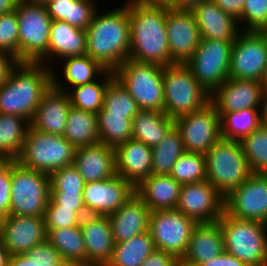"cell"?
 <instances>
[{
  "label": "cell",
  "instance_id": "obj_1",
  "mask_svg": "<svg viewBox=\"0 0 267 266\" xmlns=\"http://www.w3.org/2000/svg\"><path fill=\"white\" fill-rule=\"evenodd\" d=\"M168 8L142 1L128 2L130 59L162 67L172 65L166 31Z\"/></svg>",
  "mask_w": 267,
  "mask_h": 266
},
{
  "label": "cell",
  "instance_id": "obj_2",
  "mask_svg": "<svg viewBox=\"0 0 267 266\" xmlns=\"http://www.w3.org/2000/svg\"><path fill=\"white\" fill-rule=\"evenodd\" d=\"M86 32V54L107 71L115 72L129 58L128 2L103 14L98 9Z\"/></svg>",
  "mask_w": 267,
  "mask_h": 266
},
{
  "label": "cell",
  "instance_id": "obj_3",
  "mask_svg": "<svg viewBox=\"0 0 267 266\" xmlns=\"http://www.w3.org/2000/svg\"><path fill=\"white\" fill-rule=\"evenodd\" d=\"M52 81L53 68L41 63L20 62L0 87V113L18 115L31 122Z\"/></svg>",
  "mask_w": 267,
  "mask_h": 266
},
{
  "label": "cell",
  "instance_id": "obj_4",
  "mask_svg": "<svg viewBox=\"0 0 267 266\" xmlns=\"http://www.w3.org/2000/svg\"><path fill=\"white\" fill-rule=\"evenodd\" d=\"M223 232L224 251L247 266L267 262V224L232 217L224 212L217 221Z\"/></svg>",
  "mask_w": 267,
  "mask_h": 266
},
{
  "label": "cell",
  "instance_id": "obj_5",
  "mask_svg": "<svg viewBox=\"0 0 267 266\" xmlns=\"http://www.w3.org/2000/svg\"><path fill=\"white\" fill-rule=\"evenodd\" d=\"M206 178L224 197L252 174L241 144L221 138L205 153Z\"/></svg>",
  "mask_w": 267,
  "mask_h": 266
},
{
  "label": "cell",
  "instance_id": "obj_6",
  "mask_svg": "<svg viewBox=\"0 0 267 266\" xmlns=\"http://www.w3.org/2000/svg\"><path fill=\"white\" fill-rule=\"evenodd\" d=\"M164 113L177 118L201 109L211 94L194 78L185 64L163 67Z\"/></svg>",
  "mask_w": 267,
  "mask_h": 266
},
{
  "label": "cell",
  "instance_id": "obj_7",
  "mask_svg": "<svg viewBox=\"0 0 267 266\" xmlns=\"http://www.w3.org/2000/svg\"><path fill=\"white\" fill-rule=\"evenodd\" d=\"M76 148L64 137L28 129L23 149L16 160L25 168L51 174L74 163Z\"/></svg>",
  "mask_w": 267,
  "mask_h": 266
},
{
  "label": "cell",
  "instance_id": "obj_8",
  "mask_svg": "<svg viewBox=\"0 0 267 266\" xmlns=\"http://www.w3.org/2000/svg\"><path fill=\"white\" fill-rule=\"evenodd\" d=\"M140 110L164 112L163 67L128 58L114 72Z\"/></svg>",
  "mask_w": 267,
  "mask_h": 266
},
{
  "label": "cell",
  "instance_id": "obj_9",
  "mask_svg": "<svg viewBox=\"0 0 267 266\" xmlns=\"http://www.w3.org/2000/svg\"><path fill=\"white\" fill-rule=\"evenodd\" d=\"M50 190L49 174L25 168L12 160L9 215L44 217Z\"/></svg>",
  "mask_w": 267,
  "mask_h": 266
},
{
  "label": "cell",
  "instance_id": "obj_10",
  "mask_svg": "<svg viewBox=\"0 0 267 266\" xmlns=\"http://www.w3.org/2000/svg\"><path fill=\"white\" fill-rule=\"evenodd\" d=\"M19 61L38 63L47 53L51 17L46 5L17 2Z\"/></svg>",
  "mask_w": 267,
  "mask_h": 266
},
{
  "label": "cell",
  "instance_id": "obj_11",
  "mask_svg": "<svg viewBox=\"0 0 267 266\" xmlns=\"http://www.w3.org/2000/svg\"><path fill=\"white\" fill-rule=\"evenodd\" d=\"M233 42L201 39L195 53L185 64L210 94L229 78Z\"/></svg>",
  "mask_w": 267,
  "mask_h": 266
},
{
  "label": "cell",
  "instance_id": "obj_12",
  "mask_svg": "<svg viewBox=\"0 0 267 266\" xmlns=\"http://www.w3.org/2000/svg\"><path fill=\"white\" fill-rule=\"evenodd\" d=\"M267 69V31H241L232 45L229 78L262 83Z\"/></svg>",
  "mask_w": 267,
  "mask_h": 266
},
{
  "label": "cell",
  "instance_id": "obj_13",
  "mask_svg": "<svg viewBox=\"0 0 267 266\" xmlns=\"http://www.w3.org/2000/svg\"><path fill=\"white\" fill-rule=\"evenodd\" d=\"M197 225L194 219L176 209L162 210L151 212L149 231L156 249L182 259Z\"/></svg>",
  "mask_w": 267,
  "mask_h": 266
},
{
  "label": "cell",
  "instance_id": "obj_14",
  "mask_svg": "<svg viewBox=\"0 0 267 266\" xmlns=\"http://www.w3.org/2000/svg\"><path fill=\"white\" fill-rule=\"evenodd\" d=\"M175 126L187 152L205 154L222 138L220 115L211 101L201 109L177 118Z\"/></svg>",
  "mask_w": 267,
  "mask_h": 266
},
{
  "label": "cell",
  "instance_id": "obj_15",
  "mask_svg": "<svg viewBox=\"0 0 267 266\" xmlns=\"http://www.w3.org/2000/svg\"><path fill=\"white\" fill-rule=\"evenodd\" d=\"M225 213L267 224V174L252 173L225 196Z\"/></svg>",
  "mask_w": 267,
  "mask_h": 266
},
{
  "label": "cell",
  "instance_id": "obj_16",
  "mask_svg": "<svg viewBox=\"0 0 267 266\" xmlns=\"http://www.w3.org/2000/svg\"><path fill=\"white\" fill-rule=\"evenodd\" d=\"M225 197L207 180L183 184L176 210L200 223H215L225 212Z\"/></svg>",
  "mask_w": 267,
  "mask_h": 266
},
{
  "label": "cell",
  "instance_id": "obj_17",
  "mask_svg": "<svg viewBox=\"0 0 267 266\" xmlns=\"http://www.w3.org/2000/svg\"><path fill=\"white\" fill-rule=\"evenodd\" d=\"M135 194V187L118 174L109 179L87 182L83 201L87 215L109 216Z\"/></svg>",
  "mask_w": 267,
  "mask_h": 266
},
{
  "label": "cell",
  "instance_id": "obj_18",
  "mask_svg": "<svg viewBox=\"0 0 267 266\" xmlns=\"http://www.w3.org/2000/svg\"><path fill=\"white\" fill-rule=\"evenodd\" d=\"M166 31L172 64H186L201 40L192 11L168 8Z\"/></svg>",
  "mask_w": 267,
  "mask_h": 266
},
{
  "label": "cell",
  "instance_id": "obj_19",
  "mask_svg": "<svg viewBox=\"0 0 267 266\" xmlns=\"http://www.w3.org/2000/svg\"><path fill=\"white\" fill-rule=\"evenodd\" d=\"M0 238L11 255L26 254L47 241L44 217L8 215L0 219Z\"/></svg>",
  "mask_w": 267,
  "mask_h": 266
},
{
  "label": "cell",
  "instance_id": "obj_20",
  "mask_svg": "<svg viewBox=\"0 0 267 266\" xmlns=\"http://www.w3.org/2000/svg\"><path fill=\"white\" fill-rule=\"evenodd\" d=\"M263 84L259 81L228 78L210 96L220 117L241 109H259Z\"/></svg>",
  "mask_w": 267,
  "mask_h": 266
},
{
  "label": "cell",
  "instance_id": "obj_21",
  "mask_svg": "<svg viewBox=\"0 0 267 266\" xmlns=\"http://www.w3.org/2000/svg\"><path fill=\"white\" fill-rule=\"evenodd\" d=\"M80 227L87 252V266H105L115 246L109 217L86 215Z\"/></svg>",
  "mask_w": 267,
  "mask_h": 266
},
{
  "label": "cell",
  "instance_id": "obj_22",
  "mask_svg": "<svg viewBox=\"0 0 267 266\" xmlns=\"http://www.w3.org/2000/svg\"><path fill=\"white\" fill-rule=\"evenodd\" d=\"M70 108L68 93L52 84L44 93L30 125L37 131L63 136Z\"/></svg>",
  "mask_w": 267,
  "mask_h": 266
},
{
  "label": "cell",
  "instance_id": "obj_23",
  "mask_svg": "<svg viewBox=\"0 0 267 266\" xmlns=\"http://www.w3.org/2000/svg\"><path fill=\"white\" fill-rule=\"evenodd\" d=\"M152 147L129 139L115 148L116 174L136 187L152 174Z\"/></svg>",
  "mask_w": 267,
  "mask_h": 266
},
{
  "label": "cell",
  "instance_id": "obj_24",
  "mask_svg": "<svg viewBox=\"0 0 267 266\" xmlns=\"http://www.w3.org/2000/svg\"><path fill=\"white\" fill-rule=\"evenodd\" d=\"M73 165L85 183L109 179L116 175L115 148L102 142L77 148Z\"/></svg>",
  "mask_w": 267,
  "mask_h": 266
},
{
  "label": "cell",
  "instance_id": "obj_25",
  "mask_svg": "<svg viewBox=\"0 0 267 266\" xmlns=\"http://www.w3.org/2000/svg\"><path fill=\"white\" fill-rule=\"evenodd\" d=\"M201 39L235 41L241 27L238 20L224 12L212 0L200 3L192 10Z\"/></svg>",
  "mask_w": 267,
  "mask_h": 266
},
{
  "label": "cell",
  "instance_id": "obj_26",
  "mask_svg": "<svg viewBox=\"0 0 267 266\" xmlns=\"http://www.w3.org/2000/svg\"><path fill=\"white\" fill-rule=\"evenodd\" d=\"M86 45V30L72 26L62 20H52L48 53L38 63L53 68V59L60 58L61 61L62 58L68 56L84 55L86 54Z\"/></svg>",
  "mask_w": 267,
  "mask_h": 266
},
{
  "label": "cell",
  "instance_id": "obj_27",
  "mask_svg": "<svg viewBox=\"0 0 267 266\" xmlns=\"http://www.w3.org/2000/svg\"><path fill=\"white\" fill-rule=\"evenodd\" d=\"M151 211L149 207L134 194L116 212L108 217L111 221L115 243H121L149 230Z\"/></svg>",
  "mask_w": 267,
  "mask_h": 266
},
{
  "label": "cell",
  "instance_id": "obj_28",
  "mask_svg": "<svg viewBox=\"0 0 267 266\" xmlns=\"http://www.w3.org/2000/svg\"><path fill=\"white\" fill-rule=\"evenodd\" d=\"M181 186L170 175L151 174L135 187V194L151 212L173 210L178 204Z\"/></svg>",
  "mask_w": 267,
  "mask_h": 266
},
{
  "label": "cell",
  "instance_id": "obj_29",
  "mask_svg": "<svg viewBox=\"0 0 267 266\" xmlns=\"http://www.w3.org/2000/svg\"><path fill=\"white\" fill-rule=\"evenodd\" d=\"M224 251L223 232L215 223H200L192 232L183 260L200 265L219 256Z\"/></svg>",
  "mask_w": 267,
  "mask_h": 266
},
{
  "label": "cell",
  "instance_id": "obj_30",
  "mask_svg": "<svg viewBox=\"0 0 267 266\" xmlns=\"http://www.w3.org/2000/svg\"><path fill=\"white\" fill-rule=\"evenodd\" d=\"M61 60L64 61H60V63H64L62 64V66L64 65L62 67L64 80L61 81V78L59 80L57 75L54 74L57 72L53 71L52 82L57 89L65 92H69V90L71 91L72 87L96 81V77H99L100 79L106 71V69H104L98 62L93 60L87 54L68 56L62 58ZM63 82L68 86H66Z\"/></svg>",
  "mask_w": 267,
  "mask_h": 266
},
{
  "label": "cell",
  "instance_id": "obj_31",
  "mask_svg": "<svg viewBox=\"0 0 267 266\" xmlns=\"http://www.w3.org/2000/svg\"><path fill=\"white\" fill-rule=\"evenodd\" d=\"M175 126V120L164 112L139 110L132 119V138L153 147Z\"/></svg>",
  "mask_w": 267,
  "mask_h": 266
},
{
  "label": "cell",
  "instance_id": "obj_32",
  "mask_svg": "<svg viewBox=\"0 0 267 266\" xmlns=\"http://www.w3.org/2000/svg\"><path fill=\"white\" fill-rule=\"evenodd\" d=\"M46 230L47 241L59 251L64 261L71 266H87V252L80 225Z\"/></svg>",
  "mask_w": 267,
  "mask_h": 266
},
{
  "label": "cell",
  "instance_id": "obj_33",
  "mask_svg": "<svg viewBox=\"0 0 267 266\" xmlns=\"http://www.w3.org/2000/svg\"><path fill=\"white\" fill-rule=\"evenodd\" d=\"M30 126L24 117L0 113V160L18 159Z\"/></svg>",
  "mask_w": 267,
  "mask_h": 266
},
{
  "label": "cell",
  "instance_id": "obj_34",
  "mask_svg": "<svg viewBox=\"0 0 267 266\" xmlns=\"http://www.w3.org/2000/svg\"><path fill=\"white\" fill-rule=\"evenodd\" d=\"M76 149L99 142L97 113L71 107L63 135Z\"/></svg>",
  "mask_w": 267,
  "mask_h": 266
},
{
  "label": "cell",
  "instance_id": "obj_35",
  "mask_svg": "<svg viewBox=\"0 0 267 266\" xmlns=\"http://www.w3.org/2000/svg\"><path fill=\"white\" fill-rule=\"evenodd\" d=\"M156 249L150 231L121 243H115L111 259L105 266H141Z\"/></svg>",
  "mask_w": 267,
  "mask_h": 266
},
{
  "label": "cell",
  "instance_id": "obj_36",
  "mask_svg": "<svg viewBox=\"0 0 267 266\" xmlns=\"http://www.w3.org/2000/svg\"><path fill=\"white\" fill-rule=\"evenodd\" d=\"M114 77V72L106 70L100 80L71 88L72 92H67L71 107L98 113L103 108L105 90Z\"/></svg>",
  "mask_w": 267,
  "mask_h": 266
},
{
  "label": "cell",
  "instance_id": "obj_37",
  "mask_svg": "<svg viewBox=\"0 0 267 266\" xmlns=\"http://www.w3.org/2000/svg\"><path fill=\"white\" fill-rule=\"evenodd\" d=\"M184 152L181 134L174 126L159 144L152 147V174L170 175L175 162Z\"/></svg>",
  "mask_w": 267,
  "mask_h": 266
},
{
  "label": "cell",
  "instance_id": "obj_38",
  "mask_svg": "<svg viewBox=\"0 0 267 266\" xmlns=\"http://www.w3.org/2000/svg\"><path fill=\"white\" fill-rule=\"evenodd\" d=\"M220 120L222 138L237 141L262 125L259 109H241L237 112L224 113Z\"/></svg>",
  "mask_w": 267,
  "mask_h": 266
},
{
  "label": "cell",
  "instance_id": "obj_39",
  "mask_svg": "<svg viewBox=\"0 0 267 266\" xmlns=\"http://www.w3.org/2000/svg\"><path fill=\"white\" fill-rule=\"evenodd\" d=\"M99 142L116 148L132 139V119L127 114H97Z\"/></svg>",
  "mask_w": 267,
  "mask_h": 266
},
{
  "label": "cell",
  "instance_id": "obj_40",
  "mask_svg": "<svg viewBox=\"0 0 267 266\" xmlns=\"http://www.w3.org/2000/svg\"><path fill=\"white\" fill-rule=\"evenodd\" d=\"M252 173L267 174V125H261L240 141Z\"/></svg>",
  "mask_w": 267,
  "mask_h": 266
},
{
  "label": "cell",
  "instance_id": "obj_41",
  "mask_svg": "<svg viewBox=\"0 0 267 266\" xmlns=\"http://www.w3.org/2000/svg\"><path fill=\"white\" fill-rule=\"evenodd\" d=\"M139 110L134 98L114 77L105 90L103 108L97 114H127L133 119Z\"/></svg>",
  "mask_w": 267,
  "mask_h": 266
},
{
  "label": "cell",
  "instance_id": "obj_42",
  "mask_svg": "<svg viewBox=\"0 0 267 266\" xmlns=\"http://www.w3.org/2000/svg\"><path fill=\"white\" fill-rule=\"evenodd\" d=\"M170 176L181 185L207 180L205 154L185 151L175 162Z\"/></svg>",
  "mask_w": 267,
  "mask_h": 266
},
{
  "label": "cell",
  "instance_id": "obj_43",
  "mask_svg": "<svg viewBox=\"0 0 267 266\" xmlns=\"http://www.w3.org/2000/svg\"><path fill=\"white\" fill-rule=\"evenodd\" d=\"M0 51L19 60V24L15 10L0 15Z\"/></svg>",
  "mask_w": 267,
  "mask_h": 266
},
{
  "label": "cell",
  "instance_id": "obj_44",
  "mask_svg": "<svg viewBox=\"0 0 267 266\" xmlns=\"http://www.w3.org/2000/svg\"><path fill=\"white\" fill-rule=\"evenodd\" d=\"M238 23L241 31H267V0H245Z\"/></svg>",
  "mask_w": 267,
  "mask_h": 266
},
{
  "label": "cell",
  "instance_id": "obj_45",
  "mask_svg": "<svg viewBox=\"0 0 267 266\" xmlns=\"http://www.w3.org/2000/svg\"><path fill=\"white\" fill-rule=\"evenodd\" d=\"M49 176L50 192H83L84 179L73 164L60 168Z\"/></svg>",
  "mask_w": 267,
  "mask_h": 266
},
{
  "label": "cell",
  "instance_id": "obj_46",
  "mask_svg": "<svg viewBox=\"0 0 267 266\" xmlns=\"http://www.w3.org/2000/svg\"><path fill=\"white\" fill-rule=\"evenodd\" d=\"M46 229H59L81 224L82 218L73 209L47 205L44 214Z\"/></svg>",
  "mask_w": 267,
  "mask_h": 266
},
{
  "label": "cell",
  "instance_id": "obj_47",
  "mask_svg": "<svg viewBox=\"0 0 267 266\" xmlns=\"http://www.w3.org/2000/svg\"><path fill=\"white\" fill-rule=\"evenodd\" d=\"M73 0L70 11V25L86 30L98 10L96 0Z\"/></svg>",
  "mask_w": 267,
  "mask_h": 266
},
{
  "label": "cell",
  "instance_id": "obj_48",
  "mask_svg": "<svg viewBox=\"0 0 267 266\" xmlns=\"http://www.w3.org/2000/svg\"><path fill=\"white\" fill-rule=\"evenodd\" d=\"M11 173L12 160H0V218L10 213Z\"/></svg>",
  "mask_w": 267,
  "mask_h": 266
},
{
  "label": "cell",
  "instance_id": "obj_49",
  "mask_svg": "<svg viewBox=\"0 0 267 266\" xmlns=\"http://www.w3.org/2000/svg\"><path fill=\"white\" fill-rule=\"evenodd\" d=\"M47 205H59L62 208L73 209L81 218L87 215L83 192H50V200Z\"/></svg>",
  "mask_w": 267,
  "mask_h": 266
},
{
  "label": "cell",
  "instance_id": "obj_50",
  "mask_svg": "<svg viewBox=\"0 0 267 266\" xmlns=\"http://www.w3.org/2000/svg\"><path fill=\"white\" fill-rule=\"evenodd\" d=\"M26 254L38 263H68L61 258L59 251L48 241L36 245Z\"/></svg>",
  "mask_w": 267,
  "mask_h": 266
},
{
  "label": "cell",
  "instance_id": "obj_51",
  "mask_svg": "<svg viewBox=\"0 0 267 266\" xmlns=\"http://www.w3.org/2000/svg\"><path fill=\"white\" fill-rule=\"evenodd\" d=\"M73 0H51L46 4L51 20H62L70 24V11Z\"/></svg>",
  "mask_w": 267,
  "mask_h": 266
},
{
  "label": "cell",
  "instance_id": "obj_52",
  "mask_svg": "<svg viewBox=\"0 0 267 266\" xmlns=\"http://www.w3.org/2000/svg\"><path fill=\"white\" fill-rule=\"evenodd\" d=\"M179 258L163 250L155 249L141 266H176Z\"/></svg>",
  "mask_w": 267,
  "mask_h": 266
},
{
  "label": "cell",
  "instance_id": "obj_53",
  "mask_svg": "<svg viewBox=\"0 0 267 266\" xmlns=\"http://www.w3.org/2000/svg\"><path fill=\"white\" fill-rule=\"evenodd\" d=\"M20 61L14 56L0 51V87L6 83L10 77V74Z\"/></svg>",
  "mask_w": 267,
  "mask_h": 266
},
{
  "label": "cell",
  "instance_id": "obj_54",
  "mask_svg": "<svg viewBox=\"0 0 267 266\" xmlns=\"http://www.w3.org/2000/svg\"><path fill=\"white\" fill-rule=\"evenodd\" d=\"M224 12L229 13L237 20L241 17L245 0H212Z\"/></svg>",
  "mask_w": 267,
  "mask_h": 266
},
{
  "label": "cell",
  "instance_id": "obj_55",
  "mask_svg": "<svg viewBox=\"0 0 267 266\" xmlns=\"http://www.w3.org/2000/svg\"><path fill=\"white\" fill-rule=\"evenodd\" d=\"M199 266H247L245 263L240 261L234 255L223 251L219 256L209 260L206 263L200 264Z\"/></svg>",
  "mask_w": 267,
  "mask_h": 266
},
{
  "label": "cell",
  "instance_id": "obj_56",
  "mask_svg": "<svg viewBox=\"0 0 267 266\" xmlns=\"http://www.w3.org/2000/svg\"><path fill=\"white\" fill-rule=\"evenodd\" d=\"M8 266H71L69 263H38L27 254L11 255Z\"/></svg>",
  "mask_w": 267,
  "mask_h": 266
},
{
  "label": "cell",
  "instance_id": "obj_57",
  "mask_svg": "<svg viewBox=\"0 0 267 266\" xmlns=\"http://www.w3.org/2000/svg\"><path fill=\"white\" fill-rule=\"evenodd\" d=\"M206 0H175L174 4L170 7L176 10L192 11L200 3Z\"/></svg>",
  "mask_w": 267,
  "mask_h": 266
},
{
  "label": "cell",
  "instance_id": "obj_58",
  "mask_svg": "<svg viewBox=\"0 0 267 266\" xmlns=\"http://www.w3.org/2000/svg\"><path fill=\"white\" fill-rule=\"evenodd\" d=\"M259 111L262 124L267 125V88H263Z\"/></svg>",
  "mask_w": 267,
  "mask_h": 266
},
{
  "label": "cell",
  "instance_id": "obj_59",
  "mask_svg": "<svg viewBox=\"0 0 267 266\" xmlns=\"http://www.w3.org/2000/svg\"><path fill=\"white\" fill-rule=\"evenodd\" d=\"M16 4L15 0H0V15L15 10Z\"/></svg>",
  "mask_w": 267,
  "mask_h": 266
},
{
  "label": "cell",
  "instance_id": "obj_60",
  "mask_svg": "<svg viewBox=\"0 0 267 266\" xmlns=\"http://www.w3.org/2000/svg\"><path fill=\"white\" fill-rule=\"evenodd\" d=\"M11 254L4 247L3 242L0 238V266H8Z\"/></svg>",
  "mask_w": 267,
  "mask_h": 266
},
{
  "label": "cell",
  "instance_id": "obj_61",
  "mask_svg": "<svg viewBox=\"0 0 267 266\" xmlns=\"http://www.w3.org/2000/svg\"><path fill=\"white\" fill-rule=\"evenodd\" d=\"M142 2L154 6H166L170 8L174 4L175 0H142Z\"/></svg>",
  "mask_w": 267,
  "mask_h": 266
},
{
  "label": "cell",
  "instance_id": "obj_62",
  "mask_svg": "<svg viewBox=\"0 0 267 266\" xmlns=\"http://www.w3.org/2000/svg\"><path fill=\"white\" fill-rule=\"evenodd\" d=\"M51 0H24V3L46 5Z\"/></svg>",
  "mask_w": 267,
  "mask_h": 266
},
{
  "label": "cell",
  "instance_id": "obj_63",
  "mask_svg": "<svg viewBox=\"0 0 267 266\" xmlns=\"http://www.w3.org/2000/svg\"><path fill=\"white\" fill-rule=\"evenodd\" d=\"M176 266H198V265H193L191 263L184 261L183 259H179Z\"/></svg>",
  "mask_w": 267,
  "mask_h": 266
},
{
  "label": "cell",
  "instance_id": "obj_64",
  "mask_svg": "<svg viewBox=\"0 0 267 266\" xmlns=\"http://www.w3.org/2000/svg\"><path fill=\"white\" fill-rule=\"evenodd\" d=\"M263 88H267V69H266V74L264 76V79L262 81Z\"/></svg>",
  "mask_w": 267,
  "mask_h": 266
},
{
  "label": "cell",
  "instance_id": "obj_65",
  "mask_svg": "<svg viewBox=\"0 0 267 266\" xmlns=\"http://www.w3.org/2000/svg\"><path fill=\"white\" fill-rule=\"evenodd\" d=\"M126 2H132V1H142V0H125Z\"/></svg>",
  "mask_w": 267,
  "mask_h": 266
},
{
  "label": "cell",
  "instance_id": "obj_66",
  "mask_svg": "<svg viewBox=\"0 0 267 266\" xmlns=\"http://www.w3.org/2000/svg\"><path fill=\"white\" fill-rule=\"evenodd\" d=\"M16 2H24V0H15Z\"/></svg>",
  "mask_w": 267,
  "mask_h": 266
}]
</instances>
